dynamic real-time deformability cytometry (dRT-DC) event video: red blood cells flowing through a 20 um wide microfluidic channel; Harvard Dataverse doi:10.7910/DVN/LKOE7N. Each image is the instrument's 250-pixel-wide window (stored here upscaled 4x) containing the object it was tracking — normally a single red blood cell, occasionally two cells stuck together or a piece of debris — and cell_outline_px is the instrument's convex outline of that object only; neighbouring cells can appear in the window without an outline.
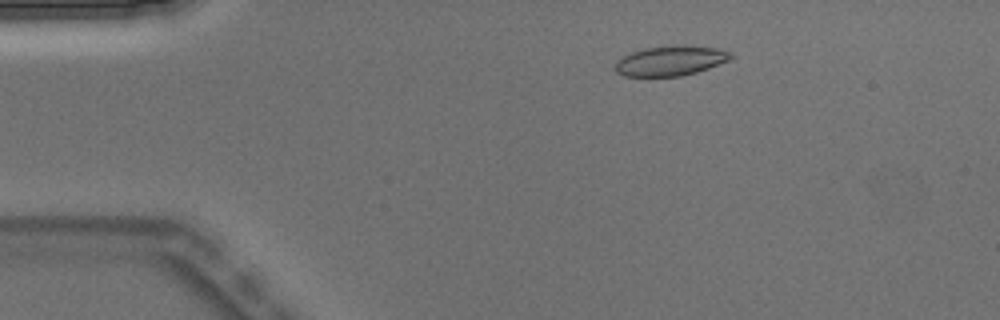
{"species": "Egyptian fruit bat (a non-hibernating species)", "species_latin": "Rousettus aegyptiacus", "temperature_condition": "warm", "stored_images_in_passage": 3, "camera_frame_rate_fps": 3000, "um_per_image_px": 0.085, "animal": {"sex": "male"}, "frame": {"image": 1, "passage_image": 1, "time_ms": 0.0, "image_size_px": [1000, 320], "cell_outline_px": [[732, 60], [696, 72], [680, 76], [624, 76], [616, 72], [616, 60], [632, 52], [644, 48], [676, 44], [692, 44], [720, 48], [732, 52]], "centroid_in_image_um": [57.06, 5.13], "position_along_channel_um": 27.9, "area_um2": 20.58}}